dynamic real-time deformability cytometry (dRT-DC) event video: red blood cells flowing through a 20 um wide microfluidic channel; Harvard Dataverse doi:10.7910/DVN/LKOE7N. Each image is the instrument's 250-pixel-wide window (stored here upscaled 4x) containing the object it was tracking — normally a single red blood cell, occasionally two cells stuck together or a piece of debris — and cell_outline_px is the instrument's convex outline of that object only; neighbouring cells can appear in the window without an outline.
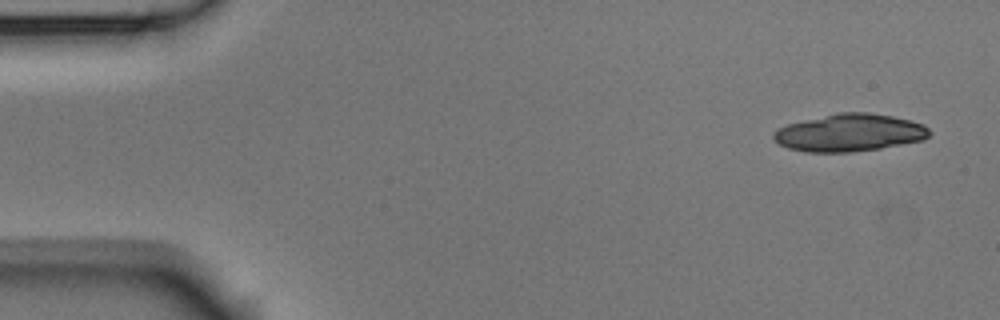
{"species": "Egyptian fruit bat (a non-hibernating species)", "species_latin": "Rousettus aegyptiacus", "temperature_condition": "room temperature", "stored_images_in_passage": 5, "camera_frame_rate_fps": 3000, "um_per_image_px": 0.085, "animal": {"sex": "male"}, "frame": {"image": 1, "passage_image": 1, "time_ms": 0.0, "image_size_px": [1000, 320], "cell_outline_px": [[932, 132], [924, 140], [880, 148], [852, 152], [804, 152], [788, 148], [772, 140], [772, 132], [788, 124], [804, 120], [840, 112], [868, 112], [892, 116], [924, 124]], "centroid_in_image_um": [72.2, 11.29], "position_along_channel_um": 12.8, "area_um2": 34.04}}
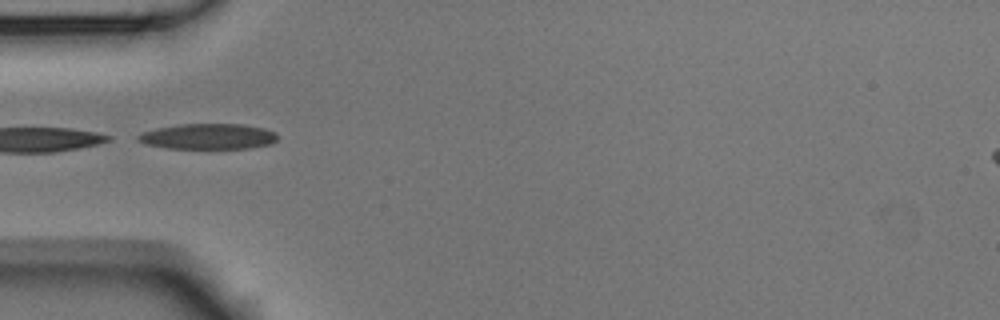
{"frame": {"image": 2, "passage_image": 5, "time_ms": 1.333, "image_size_px": [1000, 320], "cell_outline_px": [[276, 140], [272, 144], [248, 148], [164, 148], [144, 144], [136, 140], [136, 136], [144, 132], [156, 128], [180, 124], [244, 124], [264, 128], [276, 132]], "centroid_in_image_um": [17.68, 11.6], "position_along_channel_um": 67.3, "area_um2": 20.87}}